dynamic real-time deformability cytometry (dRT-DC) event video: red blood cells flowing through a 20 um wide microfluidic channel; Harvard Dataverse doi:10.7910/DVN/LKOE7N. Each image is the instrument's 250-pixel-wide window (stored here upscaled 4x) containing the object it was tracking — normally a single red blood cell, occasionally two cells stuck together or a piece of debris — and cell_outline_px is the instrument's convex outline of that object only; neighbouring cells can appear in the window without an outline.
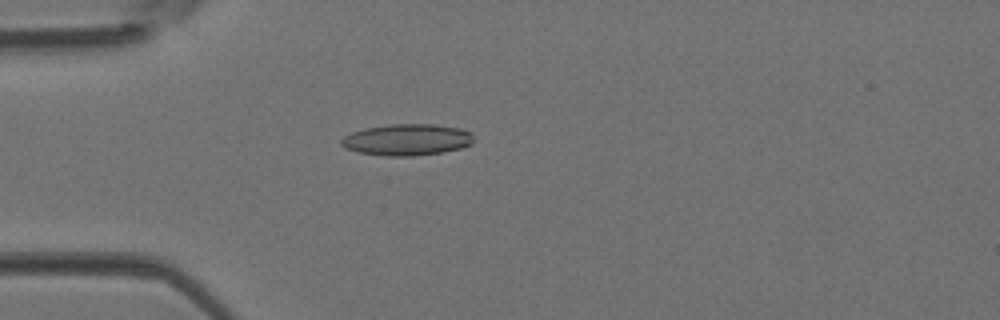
{"species": "Egyptian fruit bat (a non-hibernating species)", "species_latin": "Rousettus aegyptiacus", "temperature_condition": "room temperature", "stored_images_in_passage": 43, "camera_frame_rate_fps": 3000, "um_per_image_px": 0.085, "animal": {"sex": "female"}, "frame": {"image": 1, "passage_image": 12, "time_ms": 3.667, "image_size_px": [1000, 320], "cell_outline_px": [[476, 140], [472, 144], [460, 148], [444, 152], [412, 156], [384, 156], [360, 152], [344, 148], [340, 144], [340, 140], [344, 136], [352, 132], [364, 128], [388, 124], [432, 124], [460, 128], [472, 132]], "centroid_in_image_um": [34.62, 11.87], "position_along_channel_um": 50.4, "area_um2": 24.57}}
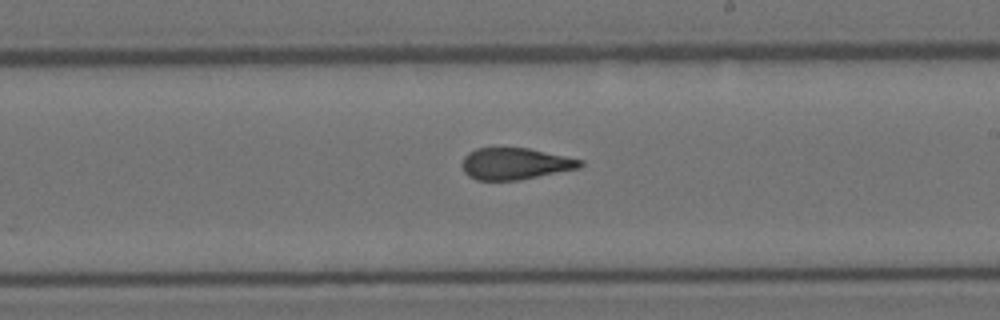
{"frame": {"image": 2, "passage_image": 25, "time_ms": 8.0, "image_size_px": [1000, 320], "cell_outline_px": [[584, 164], [580, 168], [520, 180], [476, 180], [468, 176], [464, 172], [460, 164], [464, 156], [468, 152], [476, 148], [528, 148], [584, 160]], "centroid_in_image_um": [43.77, 13.92], "position_along_channel_um": 245.2, "area_um2": 21.96}}
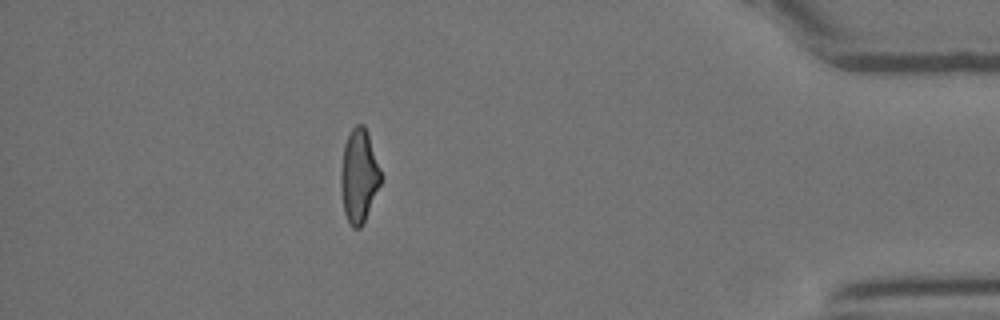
{"frame": {"image": 3, "passage_image": 38, "time_ms": 12.333, "image_size_px": [1000, 320], "cell_outline_px": [[380, 184], [364, 224], [360, 228], [352, 228], [348, 224], [344, 212], [340, 188], [340, 172], [344, 144], [348, 132], [356, 124], [364, 124], [368, 132], [380, 168]], "centroid_in_image_um": [30.49, 14.96], "position_along_channel_um": 404.7, "area_um2": 22.08}}